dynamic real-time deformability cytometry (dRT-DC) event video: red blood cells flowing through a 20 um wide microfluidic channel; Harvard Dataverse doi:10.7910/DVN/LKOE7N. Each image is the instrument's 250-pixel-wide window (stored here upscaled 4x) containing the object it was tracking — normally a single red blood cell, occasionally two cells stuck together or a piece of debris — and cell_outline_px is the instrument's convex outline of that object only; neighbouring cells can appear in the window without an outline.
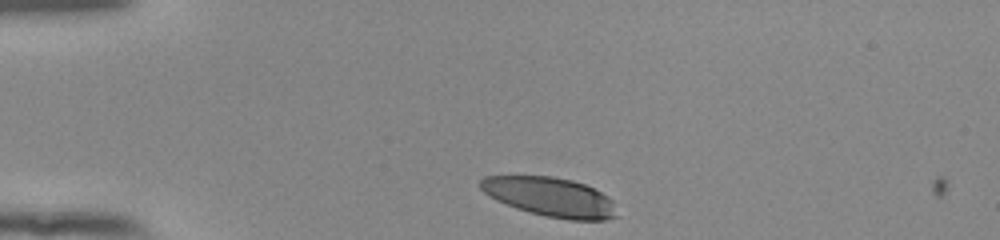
{"species": "human", "species_latin": "Homo sapiens", "temperature_condition": "room temperature", "stored_images_in_passage": 37, "camera_frame_rate_fps": 3000, "um_per_image_px": 0.085, "donor": {"sex": "female"}, "frame": {"image": 1, "passage_image": 1, "time_ms": 0.0, "image_size_px": [1000, 240], "cell_outline_px": [[616, 216], [604, 220], [568, 220], [544, 216], [528, 212], [516, 208], [496, 200], [484, 192], [480, 188], [480, 180], [484, 176], [552, 176], [572, 180], [584, 184], [608, 196], [612, 200]], "centroid_in_image_um": [46.74, 16.74], "position_along_channel_um": 38.3, "area_um2": 31.04}}
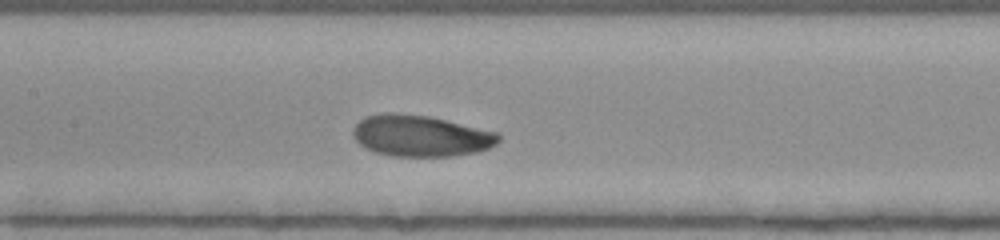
{"frame": {"image": 2, "passage_image": 15, "time_ms": 4.667, "image_size_px": [1000, 240], "cell_outline_px": [[500, 140], [496, 144], [488, 148], [476, 152], [452, 156], [392, 156], [376, 152], [364, 148], [352, 136], [352, 128], [364, 116], [388, 112], [396, 112], [428, 116], [500, 132]], "centroid_in_image_um": [35.75, 11.53], "position_along_channel_um": 171.7, "area_um2": 35.32}}
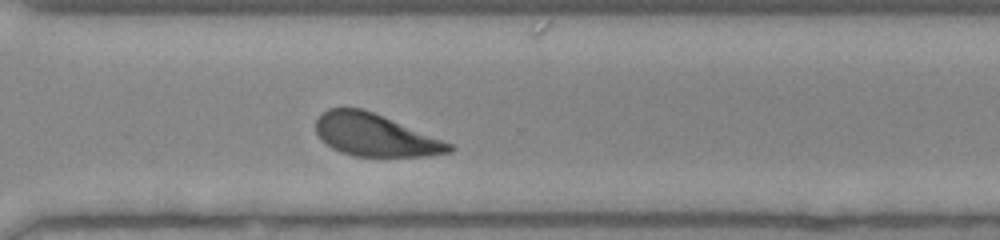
{"frame": {"image": 3, "passage_image": 28, "time_ms": 9.0, "image_size_px": [1000, 240], "cell_outline_px": [[456, 148], [452, 152], [428, 156], [356, 156], [340, 152], [332, 148], [316, 132], [316, 120], [328, 108], [360, 108], [372, 112], [452, 144]], "centroid_in_image_um": [31.89, 11.5], "position_along_channel_um": 338.7, "area_um2": 32.25}, "authors_computed_cell_mechanics": {"area_um2": 33.7552, "velocity_mm_per_s": 3.8492, "shape_relaxation_time_tau1_ms": 2.6904, "shape_relaxation_time_tau2_ms": 5.7307, "deformation_change_tau1": 0.1341, "deformation_change_tau2": 0.1361}}